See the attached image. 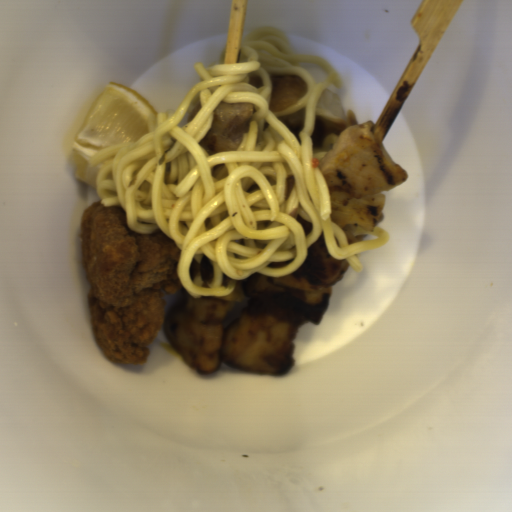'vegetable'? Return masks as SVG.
I'll return each mask as SVG.
<instances>
[{"mask_svg": "<svg viewBox=\"0 0 512 512\" xmlns=\"http://www.w3.org/2000/svg\"><path fill=\"white\" fill-rule=\"evenodd\" d=\"M332 297V285H314L291 276L269 277L255 272L236 280L230 294L214 297L229 302L252 301L264 311L287 321L321 323Z\"/></svg>", "mask_w": 512, "mask_h": 512, "instance_id": "vegetable-1", "label": "vegetable"}, {"mask_svg": "<svg viewBox=\"0 0 512 512\" xmlns=\"http://www.w3.org/2000/svg\"><path fill=\"white\" fill-rule=\"evenodd\" d=\"M386 200V194L383 193L363 198L354 197L349 203H336L330 199L332 222L339 228L345 225H361L370 231L382 220Z\"/></svg>", "mask_w": 512, "mask_h": 512, "instance_id": "vegetable-2", "label": "vegetable"}]
</instances>
